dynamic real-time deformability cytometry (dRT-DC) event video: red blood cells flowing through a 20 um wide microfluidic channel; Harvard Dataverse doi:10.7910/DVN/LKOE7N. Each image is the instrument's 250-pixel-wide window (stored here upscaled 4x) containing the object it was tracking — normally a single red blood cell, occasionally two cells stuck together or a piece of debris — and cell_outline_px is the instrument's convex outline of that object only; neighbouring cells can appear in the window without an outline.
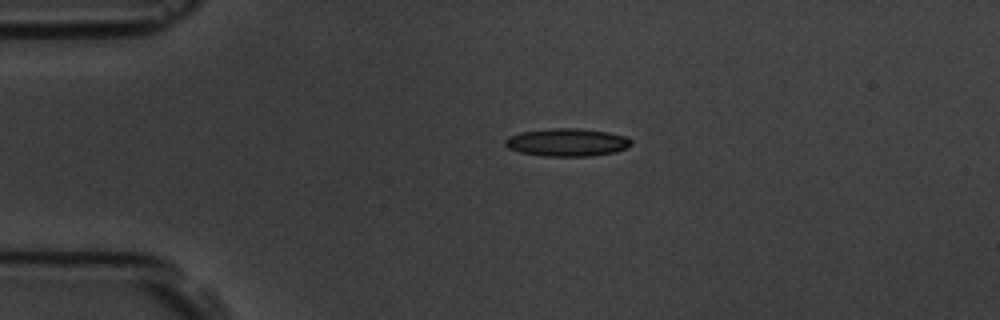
{"species": "common noctule bat (a hibernating species)", "species_latin": "Nyctalus noctula", "temperature_condition": "room temperature", "stored_images_in_passage": 2, "camera_frame_rate_fps": 3000, "um_per_image_px": 0.085, "animal": {"sex": "male", "body_mass_g": 19.5, "forearm_length_mm": 54.6}, "frame": {"image": 1, "passage_image": 1, "time_ms": 0.0, "image_size_px": [1000, 320], "cell_outline_px": [[632, 144], [628, 148], [616, 152], [592, 156], [544, 156], [520, 152], [508, 148], [504, 144], [504, 140], [508, 136], [520, 132], [552, 128], [580, 128], [608, 132], [628, 136], [632, 140]], "centroid_in_image_um": [48.23, 12.09], "position_along_channel_um": 36.8, "area_um2": 20.75}}